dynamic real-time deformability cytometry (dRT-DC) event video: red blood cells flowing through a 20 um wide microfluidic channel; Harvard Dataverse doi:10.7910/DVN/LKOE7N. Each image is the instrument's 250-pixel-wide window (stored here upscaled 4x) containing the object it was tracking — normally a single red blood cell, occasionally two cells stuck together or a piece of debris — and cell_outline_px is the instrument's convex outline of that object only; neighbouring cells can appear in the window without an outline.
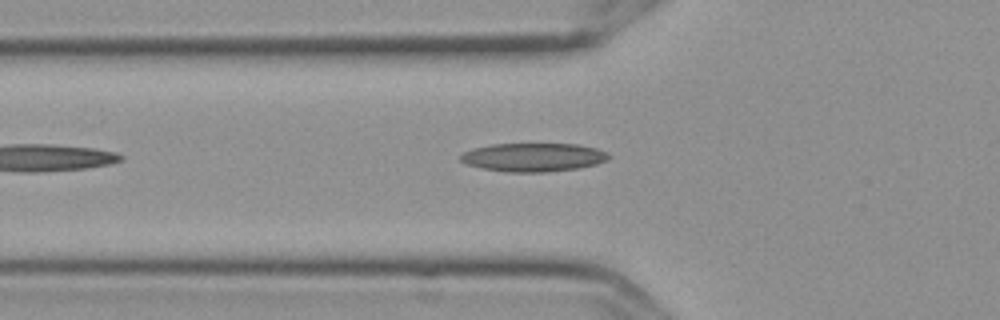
{"species": "Egyptian fruit bat (a non-hibernating species)", "species_latin": "Rousettus aegyptiacus", "temperature_condition": "cold", "stored_images_in_passage": 3, "camera_frame_rate_fps": 3000, "um_per_image_px": 0.085, "frame": {"image": 1, "passage_image": 2, "time_ms": 0.333, "image_size_px": [1000, 320], "cell_outline_px": [[612, 156], [608, 160], [596, 164], [580, 168], [544, 172], [508, 172], [480, 168], [464, 164], [460, 160], [460, 156], [464, 152], [472, 148], [492, 144], [580, 144], [596, 148], [608, 152]], "centroid_in_image_um": [45.35, 13.37], "position_along_channel_um": 80.5, "area_um2": 24.91}}
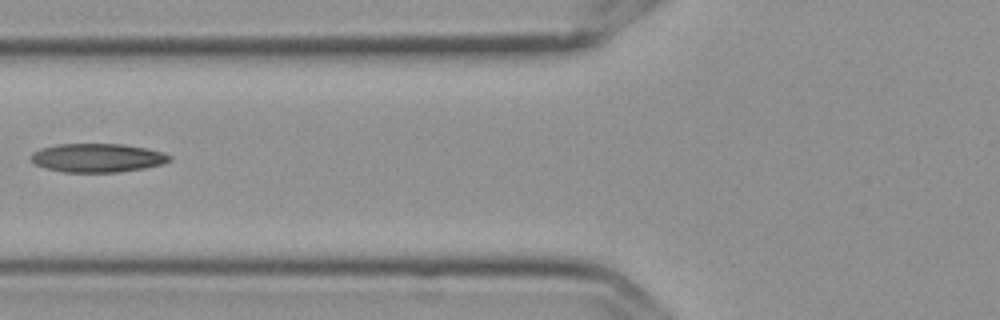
{"frame": {"image": 2, "passage_image": 3, "time_ms": 0.667, "image_size_px": [1000, 320], "cell_outline_px": [[172, 160], [160, 164], [144, 168], [116, 172], [64, 172], [44, 168], [28, 160], [28, 156], [32, 152], [40, 148], [56, 144], [124, 144], [164, 152], [172, 156]], "centroid_in_image_um": [8.22, 13.41], "position_along_channel_um": 117.6, "area_um2": 23.35}}